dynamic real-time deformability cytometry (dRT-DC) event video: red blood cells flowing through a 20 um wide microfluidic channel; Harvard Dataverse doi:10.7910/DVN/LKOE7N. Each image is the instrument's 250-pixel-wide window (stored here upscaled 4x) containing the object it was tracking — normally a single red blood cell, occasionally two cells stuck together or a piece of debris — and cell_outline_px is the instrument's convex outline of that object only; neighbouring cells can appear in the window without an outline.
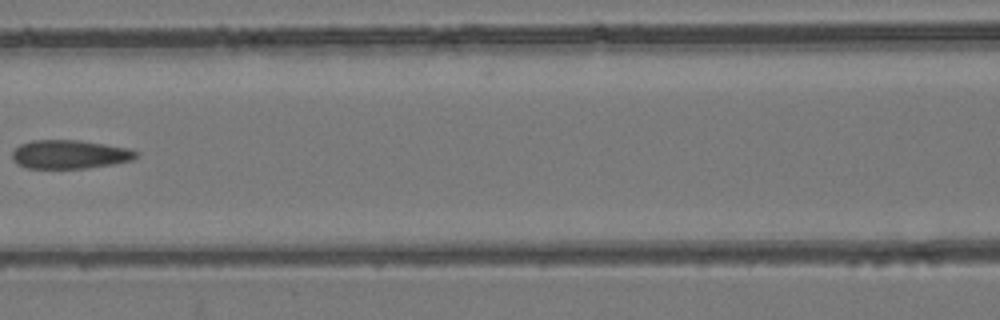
{"species": "common noctule bat (a hibernating species)", "species_latin": "Nyctalus noctula", "temperature_condition": "room temperature", "stored_images_in_passage": 7, "camera_frame_rate_fps": 3000, "um_per_image_px": 0.085, "animal": {"sex": "female", "body_mass_g": 24.6, "forearm_length_mm": 56.2}, "frame": {"image": 1, "passage_image": 6, "time_ms": 7.333, "image_size_px": [1000, 320], "cell_outline_px": [[140, 156], [132, 160], [112, 164], [88, 168], [28, 168], [16, 164], [12, 156], [12, 152], [20, 144], [32, 140], [80, 140], [128, 148], [140, 152]], "centroid_in_image_um": [5.95, 13.12], "position_along_channel_um": 160.6, "area_um2": 20.81}}
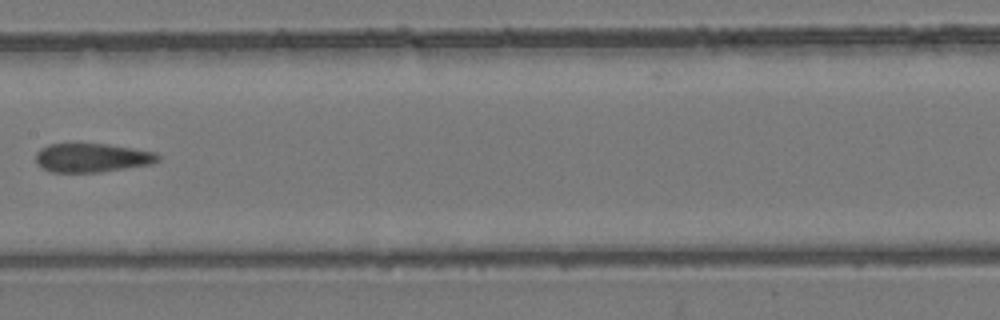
{"frame": {"image": 2, "passage_image": 7, "time_ms": 8.333, "image_size_px": [1000, 320], "cell_outline_px": [[160, 160], [152, 164], [100, 172], [52, 172], [44, 168], [36, 160], [36, 152], [40, 148], [48, 144], [76, 140], [108, 144], [156, 152], [160, 156]], "centroid_in_image_um": [7.8, 13.35], "position_along_channel_um": 199.6, "area_um2": 21.33}}